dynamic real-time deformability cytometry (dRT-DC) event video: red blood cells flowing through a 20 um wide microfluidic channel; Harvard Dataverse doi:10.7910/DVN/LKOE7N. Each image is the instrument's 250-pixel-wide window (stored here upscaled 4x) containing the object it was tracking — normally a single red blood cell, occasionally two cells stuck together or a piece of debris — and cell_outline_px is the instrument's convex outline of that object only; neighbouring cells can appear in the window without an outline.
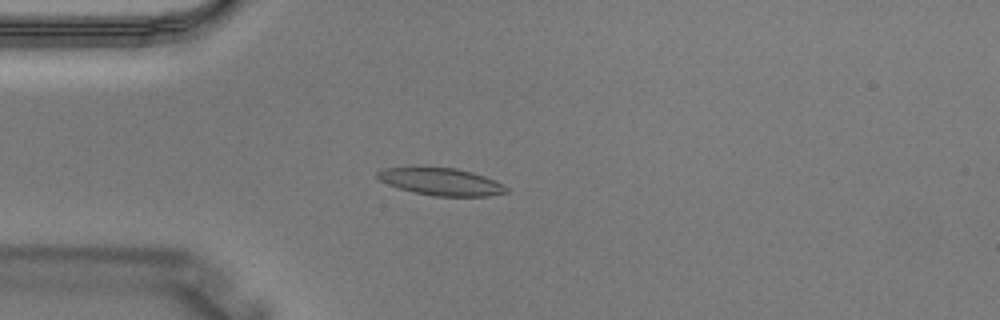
{"species": "Egyptian fruit bat (a non-hibernating species)", "species_latin": "Rousettus aegyptiacus", "temperature_condition": "warm", "stored_images_in_passage": 3, "camera_frame_rate_fps": 3000, "um_per_image_px": 0.085, "animal": {"sex": "male"}, "frame": {"image": 1, "passage_image": 3, "time_ms": 0.667, "image_size_px": [1000, 320], "cell_outline_px": [[508, 192], [488, 196], [432, 196], [412, 192], [388, 184], [380, 180], [376, 176], [376, 172], [384, 168], [416, 164], [456, 168], [472, 172], [484, 176], [508, 188]], "centroid_in_image_um": [37.39, 15.39], "position_along_channel_um": 47.6, "area_um2": 21.15}}